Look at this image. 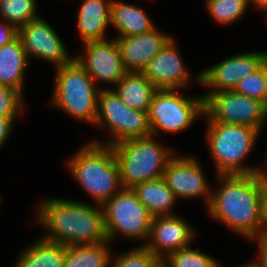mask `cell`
<instances>
[{
  "mask_svg": "<svg viewBox=\"0 0 267 267\" xmlns=\"http://www.w3.org/2000/svg\"><path fill=\"white\" fill-rule=\"evenodd\" d=\"M177 89L157 90L151 100L148 121L152 136L157 130L166 133L180 132L188 128L197 118L204 114V97L185 98Z\"/></svg>",
  "mask_w": 267,
  "mask_h": 267,
  "instance_id": "obj_8",
  "label": "cell"
},
{
  "mask_svg": "<svg viewBox=\"0 0 267 267\" xmlns=\"http://www.w3.org/2000/svg\"><path fill=\"white\" fill-rule=\"evenodd\" d=\"M159 258L144 246L118 256L112 267H151Z\"/></svg>",
  "mask_w": 267,
  "mask_h": 267,
  "instance_id": "obj_29",
  "label": "cell"
},
{
  "mask_svg": "<svg viewBox=\"0 0 267 267\" xmlns=\"http://www.w3.org/2000/svg\"><path fill=\"white\" fill-rule=\"evenodd\" d=\"M104 124L115 136V140L107 142L110 146L123 140L152 135L148 112L133 110L113 90L100 88L95 125L103 127Z\"/></svg>",
  "mask_w": 267,
  "mask_h": 267,
  "instance_id": "obj_10",
  "label": "cell"
},
{
  "mask_svg": "<svg viewBox=\"0 0 267 267\" xmlns=\"http://www.w3.org/2000/svg\"><path fill=\"white\" fill-rule=\"evenodd\" d=\"M110 20L120 33L119 37L139 35L156 28L143 9L118 1L111 2Z\"/></svg>",
  "mask_w": 267,
  "mask_h": 267,
  "instance_id": "obj_22",
  "label": "cell"
},
{
  "mask_svg": "<svg viewBox=\"0 0 267 267\" xmlns=\"http://www.w3.org/2000/svg\"><path fill=\"white\" fill-rule=\"evenodd\" d=\"M36 0H0V13L17 30L29 20L39 17Z\"/></svg>",
  "mask_w": 267,
  "mask_h": 267,
  "instance_id": "obj_25",
  "label": "cell"
},
{
  "mask_svg": "<svg viewBox=\"0 0 267 267\" xmlns=\"http://www.w3.org/2000/svg\"><path fill=\"white\" fill-rule=\"evenodd\" d=\"M132 190L153 217L173 215L171 208L177 198L163 177L141 182L132 188Z\"/></svg>",
  "mask_w": 267,
  "mask_h": 267,
  "instance_id": "obj_21",
  "label": "cell"
},
{
  "mask_svg": "<svg viewBox=\"0 0 267 267\" xmlns=\"http://www.w3.org/2000/svg\"><path fill=\"white\" fill-rule=\"evenodd\" d=\"M14 120L15 118L0 116V147L3 146L4 142L8 139Z\"/></svg>",
  "mask_w": 267,
  "mask_h": 267,
  "instance_id": "obj_34",
  "label": "cell"
},
{
  "mask_svg": "<svg viewBox=\"0 0 267 267\" xmlns=\"http://www.w3.org/2000/svg\"><path fill=\"white\" fill-rule=\"evenodd\" d=\"M267 52H249L232 56L200 73L198 81L202 86L214 87L217 91L233 90L248 75L260 68Z\"/></svg>",
  "mask_w": 267,
  "mask_h": 267,
  "instance_id": "obj_14",
  "label": "cell"
},
{
  "mask_svg": "<svg viewBox=\"0 0 267 267\" xmlns=\"http://www.w3.org/2000/svg\"><path fill=\"white\" fill-rule=\"evenodd\" d=\"M260 130L245 126L208 122L207 139L218 175H253L261 173L257 168L242 164L254 148Z\"/></svg>",
  "mask_w": 267,
  "mask_h": 267,
  "instance_id": "obj_5",
  "label": "cell"
},
{
  "mask_svg": "<svg viewBox=\"0 0 267 267\" xmlns=\"http://www.w3.org/2000/svg\"><path fill=\"white\" fill-rule=\"evenodd\" d=\"M248 2H252L258 8L263 9V11H267V0H248Z\"/></svg>",
  "mask_w": 267,
  "mask_h": 267,
  "instance_id": "obj_36",
  "label": "cell"
},
{
  "mask_svg": "<svg viewBox=\"0 0 267 267\" xmlns=\"http://www.w3.org/2000/svg\"><path fill=\"white\" fill-rule=\"evenodd\" d=\"M86 57H74L91 79L116 85L127 72L123 66L116 40H97L83 43Z\"/></svg>",
  "mask_w": 267,
  "mask_h": 267,
  "instance_id": "obj_12",
  "label": "cell"
},
{
  "mask_svg": "<svg viewBox=\"0 0 267 267\" xmlns=\"http://www.w3.org/2000/svg\"><path fill=\"white\" fill-rule=\"evenodd\" d=\"M108 242L66 246L63 267H108L112 260Z\"/></svg>",
  "mask_w": 267,
  "mask_h": 267,
  "instance_id": "obj_24",
  "label": "cell"
},
{
  "mask_svg": "<svg viewBox=\"0 0 267 267\" xmlns=\"http://www.w3.org/2000/svg\"><path fill=\"white\" fill-rule=\"evenodd\" d=\"M168 267H220L212 257L187 247L165 257Z\"/></svg>",
  "mask_w": 267,
  "mask_h": 267,
  "instance_id": "obj_27",
  "label": "cell"
},
{
  "mask_svg": "<svg viewBox=\"0 0 267 267\" xmlns=\"http://www.w3.org/2000/svg\"><path fill=\"white\" fill-rule=\"evenodd\" d=\"M107 240L119 232L128 238H148L153 216L132 189H121L102 206Z\"/></svg>",
  "mask_w": 267,
  "mask_h": 267,
  "instance_id": "obj_7",
  "label": "cell"
},
{
  "mask_svg": "<svg viewBox=\"0 0 267 267\" xmlns=\"http://www.w3.org/2000/svg\"><path fill=\"white\" fill-rule=\"evenodd\" d=\"M40 206L37 222L49 231L43 239L66 246L107 241L101 206L57 198L44 201Z\"/></svg>",
  "mask_w": 267,
  "mask_h": 267,
  "instance_id": "obj_2",
  "label": "cell"
},
{
  "mask_svg": "<svg viewBox=\"0 0 267 267\" xmlns=\"http://www.w3.org/2000/svg\"><path fill=\"white\" fill-rule=\"evenodd\" d=\"M258 240V246L260 249V261L251 262L247 264L249 267H267V234L263 235L261 238L256 239Z\"/></svg>",
  "mask_w": 267,
  "mask_h": 267,
  "instance_id": "obj_32",
  "label": "cell"
},
{
  "mask_svg": "<svg viewBox=\"0 0 267 267\" xmlns=\"http://www.w3.org/2000/svg\"><path fill=\"white\" fill-rule=\"evenodd\" d=\"M22 94L17 90L0 85V116L15 118L23 110Z\"/></svg>",
  "mask_w": 267,
  "mask_h": 267,
  "instance_id": "obj_30",
  "label": "cell"
},
{
  "mask_svg": "<svg viewBox=\"0 0 267 267\" xmlns=\"http://www.w3.org/2000/svg\"><path fill=\"white\" fill-rule=\"evenodd\" d=\"M171 38L154 28L143 34L117 37L115 40L125 70L142 72Z\"/></svg>",
  "mask_w": 267,
  "mask_h": 267,
  "instance_id": "obj_17",
  "label": "cell"
},
{
  "mask_svg": "<svg viewBox=\"0 0 267 267\" xmlns=\"http://www.w3.org/2000/svg\"><path fill=\"white\" fill-rule=\"evenodd\" d=\"M111 2L105 0H84L82 5H80L77 27L82 43L105 40V30L111 24Z\"/></svg>",
  "mask_w": 267,
  "mask_h": 267,
  "instance_id": "obj_18",
  "label": "cell"
},
{
  "mask_svg": "<svg viewBox=\"0 0 267 267\" xmlns=\"http://www.w3.org/2000/svg\"><path fill=\"white\" fill-rule=\"evenodd\" d=\"M260 68L263 71V76H264L266 88H267V53L265 54L264 58L261 61Z\"/></svg>",
  "mask_w": 267,
  "mask_h": 267,
  "instance_id": "obj_35",
  "label": "cell"
},
{
  "mask_svg": "<svg viewBox=\"0 0 267 267\" xmlns=\"http://www.w3.org/2000/svg\"><path fill=\"white\" fill-rule=\"evenodd\" d=\"M151 267H168V264L165 258H159Z\"/></svg>",
  "mask_w": 267,
  "mask_h": 267,
  "instance_id": "obj_37",
  "label": "cell"
},
{
  "mask_svg": "<svg viewBox=\"0 0 267 267\" xmlns=\"http://www.w3.org/2000/svg\"><path fill=\"white\" fill-rule=\"evenodd\" d=\"M28 57L20 37L0 47V85L11 87L21 94Z\"/></svg>",
  "mask_w": 267,
  "mask_h": 267,
  "instance_id": "obj_19",
  "label": "cell"
},
{
  "mask_svg": "<svg viewBox=\"0 0 267 267\" xmlns=\"http://www.w3.org/2000/svg\"><path fill=\"white\" fill-rule=\"evenodd\" d=\"M261 218L267 234V170L262 172Z\"/></svg>",
  "mask_w": 267,
  "mask_h": 267,
  "instance_id": "obj_31",
  "label": "cell"
},
{
  "mask_svg": "<svg viewBox=\"0 0 267 267\" xmlns=\"http://www.w3.org/2000/svg\"><path fill=\"white\" fill-rule=\"evenodd\" d=\"M174 43L171 38L142 71L158 90L179 89L188 83V71Z\"/></svg>",
  "mask_w": 267,
  "mask_h": 267,
  "instance_id": "obj_16",
  "label": "cell"
},
{
  "mask_svg": "<svg viewBox=\"0 0 267 267\" xmlns=\"http://www.w3.org/2000/svg\"><path fill=\"white\" fill-rule=\"evenodd\" d=\"M163 179L176 198H197L205 196L207 204L211 193L204 173L194 158L172 157L165 168Z\"/></svg>",
  "mask_w": 267,
  "mask_h": 267,
  "instance_id": "obj_13",
  "label": "cell"
},
{
  "mask_svg": "<svg viewBox=\"0 0 267 267\" xmlns=\"http://www.w3.org/2000/svg\"><path fill=\"white\" fill-rule=\"evenodd\" d=\"M17 36V29L10 24L0 23V47L6 45Z\"/></svg>",
  "mask_w": 267,
  "mask_h": 267,
  "instance_id": "obj_33",
  "label": "cell"
},
{
  "mask_svg": "<svg viewBox=\"0 0 267 267\" xmlns=\"http://www.w3.org/2000/svg\"><path fill=\"white\" fill-rule=\"evenodd\" d=\"M66 245L43 238L29 246L14 267H63Z\"/></svg>",
  "mask_w": 267,
  "mask_h": 267,
  "instance_id": "obj_23",
  "label": "cell"
},
{
  "mask_svg": "<svg viewBox=\"0 0 267 267\" xmlns=\"http://www.w3.org/2000/svg\"><path fill=\"white\" fill-rule=\"evenodd\" d=\"M27 57L36 56L60 67L74 58L68 54L55 30L41 17L29 20L17 30Z\"/></svg>",
  "mask_w": 267,
  "mask_h": 267,
  "instance_id": "obj_11",
  "label": "cell"
},
{
  "mask_svg": "<svg viewBox=\"0 0 267 267\" xmlns=\"http://www.w3.org/2000/svg\"><path fill=\"white\" fill-rule=\"evenodd\" d=\"M113 90L122 102L133 110L148 112L158 90L142 72L127 71Z\"/></svg>",
  "mask_w": 267,
  "mask_h": 267,
  "instance_id": "obj_20",
  "label": "cell"
},
{
  "mask_svg": "<svg viewBox=\"0 0 267 267\" xmlns=\"http://www.w3.org/2000/svg\"><path fill=\"white\" fill-rule=\"evenodd\" d=\"M233 90L244 96L258 99L267 105V88L261 68L243 78Z\"/></svg>",
  "mask_w": 267,
  "mask_h": 267,
  "instance_id": "obj_28",
  "label": "cell"
},
{
  "mask_svg": "<svg viewBox=\"0 0 267 267\" xmlns=\"http://www.w3.org/2000/svg\"><path fill=\"white\" fill-rule=\"evenodd\" d=\"M120 168L123 189H132L141 182L163 177L172 151L159 145L152 135L132 138L113 145Z\"/></svg>",
  "mask_w": 267,
  "mask_h": 267,
  "instance_id": "obj_4",
  "label": "cell"
},
{
  "mask_svg": "<svg viewBox=\"0 0 267 267\" xmlns=\"http://www.w3.org/2000/svg\"><path fill=\"white\" fill-rule=\"evenodd\" d=\"M85 145L68 160V168L97 205L102 206L122 189L119 164L112 146L97 141Z\"/></svg>",
  "mask_w": 267,
  "mask_h": 267,
  "instance_id": "obj_3",
  "label": "cell"
},
{
  "mask_svg": "<svg viewBox=\"0 0 267 267\" xmlns=\"http://www.w3.org/2000/svg\"><path fill=\"white\" fill-rule=\"evenodd\" d=\"M207 9L217 22L232 24L244 14L248 0H207Z\"/></svg>",
  "mask_w": 267,
  "mask_h": 267,
  "instance_id": "obj_26",
  "label": "cell"
},
{
  "mask_svg": "<svg viewBox=\"0 0 267 267\" xmlns=\"http://www.w3.org/2000/svg\"><path fill=\"white\" fill-rule=\"evenodd\" d=\"M175 215L153 217L147 241L149 243L143 245L160 259L189 247L193 239L194 231L189 224Z\"/></svg>",
  "mask_w": 267,
  "mask_h": 267,
  "instance_id": "obj_15",
  "label": "cell"
},
{
  "mask_svg": "<svg viewBox=\"0 0 267 267\" xmlns=\"http://www.w3.org/2000/svg\"><path fill=\"white\" fill-rule=\"evenodd\" d=\"M203 97L207 122L245 125L260 130L267 117L265 103L234 90L209 92Z\"/></svg>",
  "mask_w": 267,
  "mask_h": 267,
  "instance_id": "obj_9",
  "label": "cell"
},
{
  "mask_svg": "<svg viewBox=\"0 0 267 267\" xmlns=\"http://www.w3.org/2000/svg\"><path fill=\"white\" fill-rule=\"evenodd\" d=\"M217 177L222 185L211 193L207 205L211 216L245 238L258 239L265 235L261 218L262 172Z\"/></svg>",
  "mask_w": 267,
  "mask_h": 267,
  "instance_id": "obj_1",
  "label": "cell"
},
{
  "mask_svg": "<svg viewBox=\"0 0 267 267\" xmlns=\"http://www.w3.org/2000/svg\"><path fill=\"white\" fill-rule=\"evenodd\" d=\"M56 72L52 104L75 119L95 125L100 89L75 58L57 67Z\"/></svg>",
  "mask_w": 267,
  "mask_h": 267,
  "instance_id": "obj_6",
  "label": "cell"
}]
</instances>
